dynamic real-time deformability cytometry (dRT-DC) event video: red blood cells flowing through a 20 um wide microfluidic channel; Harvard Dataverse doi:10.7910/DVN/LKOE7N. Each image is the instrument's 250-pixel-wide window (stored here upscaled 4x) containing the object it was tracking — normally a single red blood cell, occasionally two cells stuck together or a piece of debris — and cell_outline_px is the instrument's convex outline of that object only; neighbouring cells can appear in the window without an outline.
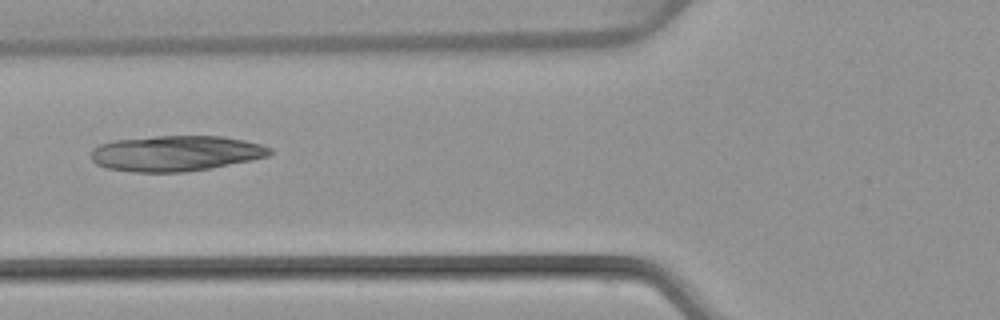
{"species": "common noctule bat (a hibernating species)", "species_latin": "Nyctalus noctula", "temperature_condition": "warm", "stored_images_in_passage": 6, "camera_frame_rate_fps": 3000, "um_per_image_px": 0.085, "animal": {"sex": "female", "body_mass_g": 22.7, "forearm_length_mm": 54.2}, "frame": {"image": 1, "passage_image": 5, "time_ms": 5.667, "image_size_px": [1000, 320], "cell_outline_px": [[272, 152], [268, 156], [212, 168], [184, 172], [132, 172], [108, 168], [96, 164], [92, 160], [92, 148], [100, 144], [116, 140], [156, 136], [220, 136], [244, 140], [260, 144], [272, 148]], "centroid_in_image_um": [14.94, 13.03], "position_along_channel_um": 110.9, "area_um2": 36.93}}
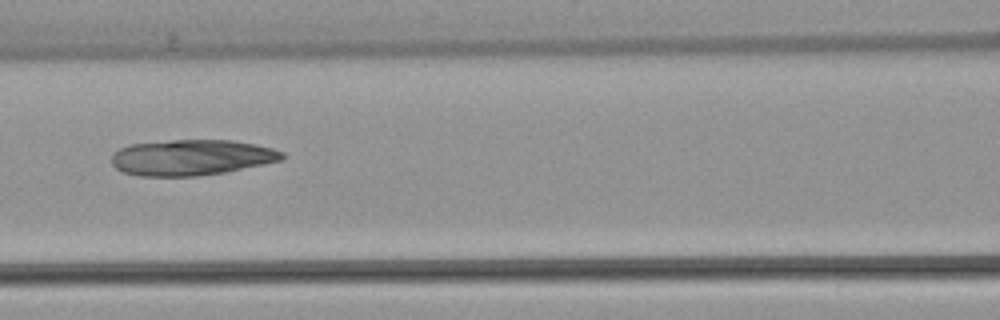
{"frame": {"image": 2, "passage_image": 6, "time_ms": 6.667, "image_size_px": [1000, 320], "cell_outline_px": [[284, 160], [224, 172], [196, 176], [140, 176], [124, 172], [116, 168], [112, 164], [112, 156], [120, 148], [128, 144], [172, 140], [232, 140], [272, 148], [284, 152]], "centroid_in_image_um": [16.28, 13.38], "position_along_channel_um": 150.3, "area_um2": 35.43}}